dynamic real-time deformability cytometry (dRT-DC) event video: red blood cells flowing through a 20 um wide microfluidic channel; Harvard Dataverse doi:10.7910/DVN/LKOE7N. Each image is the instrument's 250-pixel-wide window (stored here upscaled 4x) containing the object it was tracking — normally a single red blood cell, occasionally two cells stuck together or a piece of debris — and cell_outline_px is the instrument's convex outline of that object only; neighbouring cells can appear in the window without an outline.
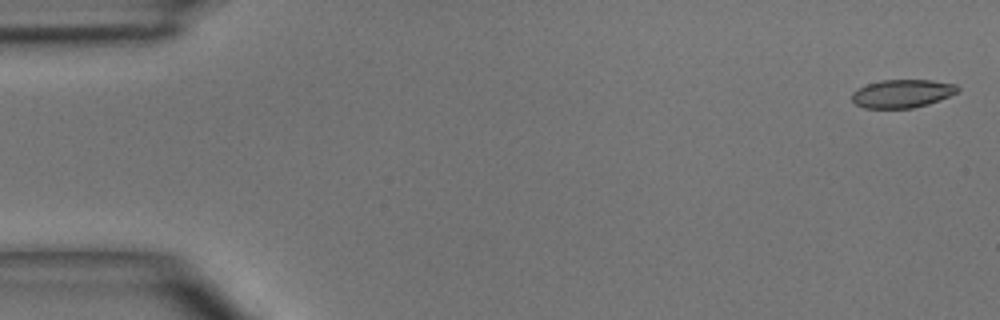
{"species": "common noctule bat (a hibernating species)", "species_latin": "Nyctalus noctula", "temperature_condition": "room temperature", "stored_images_in_passage": 5, "camera_frame_rate_fps": 3000, "um_per_image_px": 0.085, "animal": {"sex": "male", "body_mass_g": 15.6}, "frame": {"image": 1, "passage_image": 1, "time_ms": 0.0, "image_size_px": [1000, 320], "cell_outline_px": [[960, 88], [956, 92], [948, 96], [928, 104], [912, 108], [864, 108], [856, 104], [852, 100], [852, 92], [856, 88], [880, 80], [932, 80], [956, 84]], "centroid_in_image_um": [76.66, 7.95], "position_along_channel_um": 8.3, "area_um2": 17.34}}
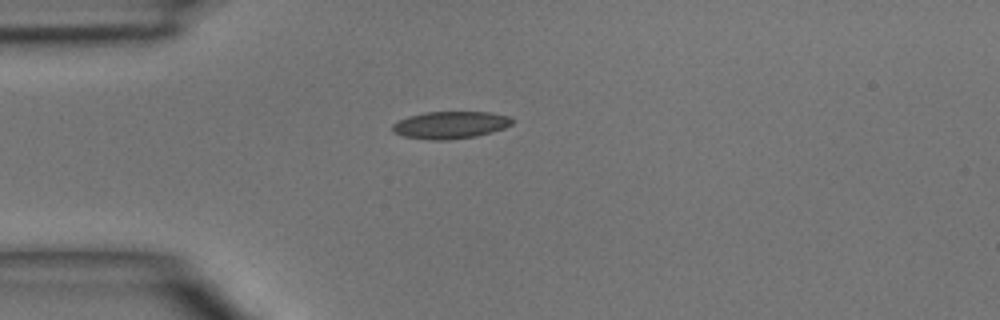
{"frame": {"image": 2, "passage_image": 4, "time_ms": 3.667, "image_size_px": [1000, 320], "cell_outline_px": [[516, 120], [512, 124], [504, 128], [492, 132], [476, 136], [448, 140], [432, 140], [404, 136], [392, 132], [392, 124], [408, 116], [424, 112], [488, 112], [508, 116]], "centroid_in_image_um": [38.29, 10.62], "position_along_channel_um": 46.7, "area_um2": 19.07}}